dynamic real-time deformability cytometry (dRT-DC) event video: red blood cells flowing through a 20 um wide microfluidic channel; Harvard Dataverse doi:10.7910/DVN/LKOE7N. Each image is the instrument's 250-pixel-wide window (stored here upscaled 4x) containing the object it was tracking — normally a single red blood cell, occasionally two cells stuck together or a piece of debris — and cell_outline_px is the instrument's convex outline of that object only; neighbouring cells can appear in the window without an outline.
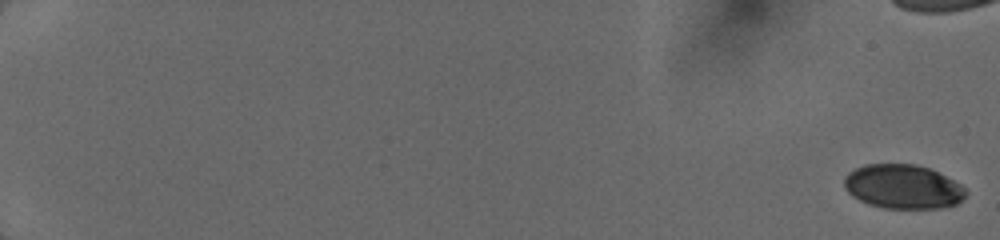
{"species": "human", "species_latin": "Homo sapiens", "temperature_condition": "cold", "stored_images_in_passage": 34, "camera_frame_rate_fps": 3000, "um_per_image_px": 0.085, "donor": {"sex": "female"}, "frame": {"image": 1, "passage_image": 1, "time_ms": 0.0, "image_size_px": [1000, 240], "cell_outline_px": [[968, 192], [956, 204], [940, 208], [884, 208], [868, 204], [852, 196], [844, 188], [844, 176], [848, 172], [864, 164], [916, 164], [928, 168], [960, 184]], "centroid_in_image_um": [76.7, 15.86], "position_along_channel_um": 8.3, "area_um2": 31.15}}
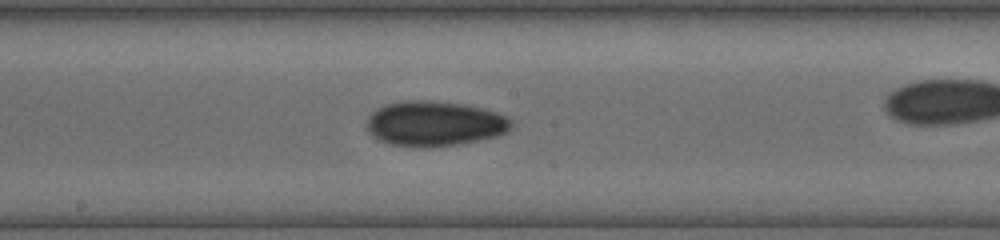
{"frame": {"image": 2, "passage_image": 20, "time_ms": 10.333, "image_size_px": [1000, 240], "cell_outline_px": [[516, 124], [508, 132], [496, 136], [456, 144], [428, 148], [392, 144], [380, 140], [372, 136], [368, 132], [364, 124], [368, 116], [376, 108], [384, 104], [400, 100], [432, 100], [464, 104], [484, 108], [508, 116]], "centroid_in_image_um": [36.93, 10.48], "position_along_channel_um": 211.3, "area_um2": 38.61}}
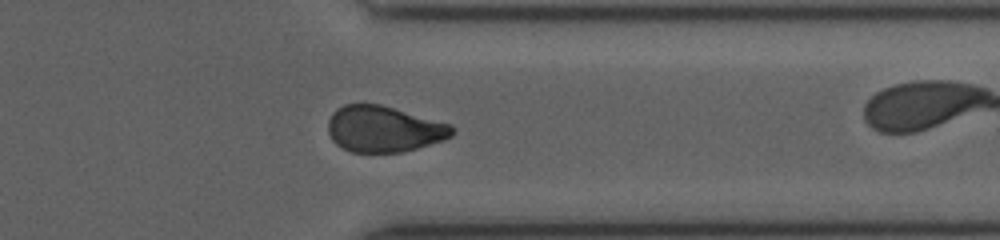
{"frame": {"image": 3, "passage_image": 28, "time_ms": 14.333, "image_size_px": [1000, 240], "cell_outline_px": [[452, 136], [444, 140], [416, 148], [400, 152], [352, 152], [336, 144], [332, 140], [328, 132], [328, 120], [332, 112], [336, 108], [344, 104], [380, 104], [452, 124]], "centroid_in_image_um": [32.6, 10.95], "position_along_channel_um": 378.8, "area_um2": 33.29}}